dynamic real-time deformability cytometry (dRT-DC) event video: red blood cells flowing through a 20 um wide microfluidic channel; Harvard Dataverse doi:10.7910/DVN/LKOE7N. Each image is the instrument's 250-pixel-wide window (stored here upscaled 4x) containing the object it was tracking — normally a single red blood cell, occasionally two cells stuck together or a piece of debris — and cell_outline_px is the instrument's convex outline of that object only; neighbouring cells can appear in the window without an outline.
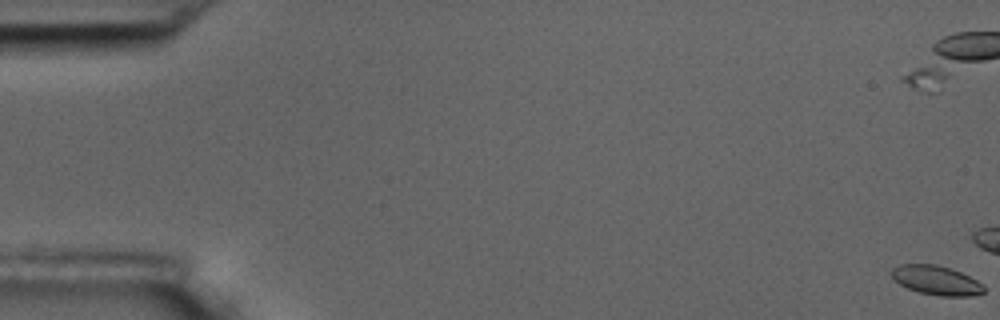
{"species": "common noctule bat (a hibernating species)", "species_latin": "Nyctalus noctula", "temperature_condition": "room temperature", "stored_images_in_passage": 17, "camera_frame_rate_fps": 3000, "um_per_image_px": 0.085, "animal": {"sex": "male", "body_mass_g": 17.5, "forearm_length_mm": 52.3}, "frame": {"image": 1, "passage_image": 1, "time_ms": 0.0, "image_size_px": [1000, 320], "cell_outline_px": [[984, 292], [972, 296], [940, 296], [920, 292], [908, 288], [900, 284], [892, 276], [892, 268], [900, 264], [936, 264], [952, 268], [976, 280], [984, 288]], "centroid_in_image_um": [79.58, 23.82], "position_along_channel_um": 5.4, "area_um2": 15.55}}